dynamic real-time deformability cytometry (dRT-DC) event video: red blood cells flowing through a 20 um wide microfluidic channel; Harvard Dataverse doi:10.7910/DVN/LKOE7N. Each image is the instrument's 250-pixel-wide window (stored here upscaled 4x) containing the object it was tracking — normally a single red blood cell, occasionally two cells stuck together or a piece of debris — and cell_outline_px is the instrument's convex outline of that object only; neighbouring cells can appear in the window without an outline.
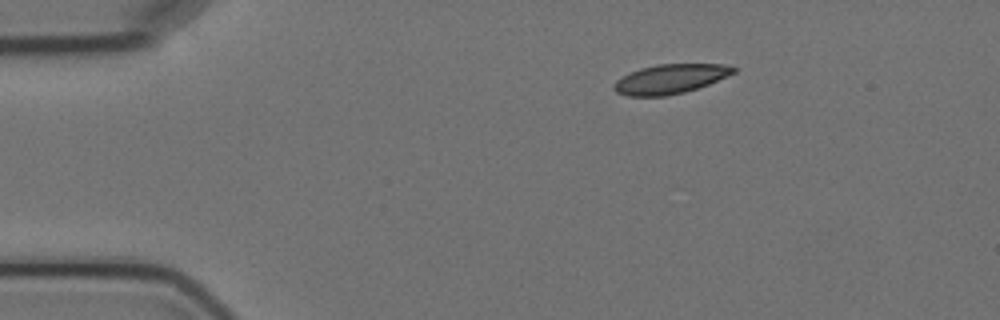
{"species": "Egyptian fruit bat (a non-hibernating species)", "species_latin": "Rousettus aegyptiacus", "temperature_condition": "cold", "stored_images_in_passage": 3, "camera_frame_rate_fps": 3000, "um_per_image_px": 0.085, "animal": {"sex": "female"}, "frame": {"image": 1, "passage_image": 1, "time_ms": 0.0, "image_size_px": [1000, 320], "cell_outline_px": [[736, 72], [708, 84], [684, 92], [668, 96], [628, 96], [616, 92], [612, 88], [616, 80], [640, 68], [660, 64], [724, 64], [736, 68]], "centroid_in_image_um": [56.96, 6.71], "position_along_channel_um": 28.0, "area_um2": 20.29}}